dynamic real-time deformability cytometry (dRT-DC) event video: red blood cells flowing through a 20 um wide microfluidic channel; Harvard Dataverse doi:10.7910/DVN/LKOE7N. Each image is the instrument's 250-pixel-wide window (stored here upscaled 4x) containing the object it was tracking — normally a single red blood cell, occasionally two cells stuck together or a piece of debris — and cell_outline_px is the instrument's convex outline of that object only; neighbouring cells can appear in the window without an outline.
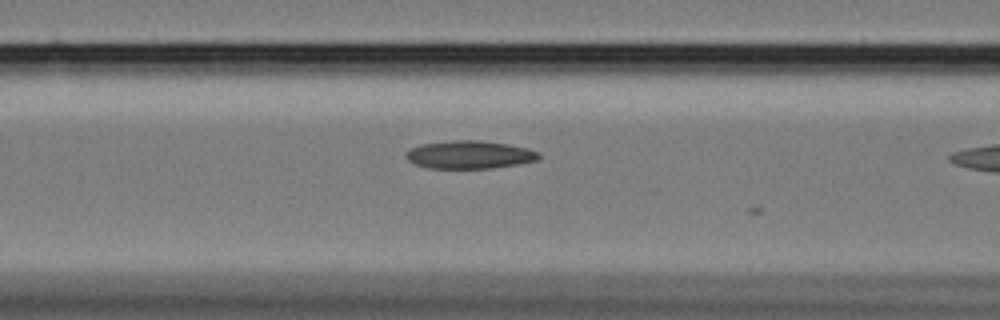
{"species": "Egyptian fruit bat (a non-hibernating species)", "species_latin": "Rousettus aegyptiacus", "temperature_condition": "cold", "stored_images_in_passage": 8, "camera_frame_rate_fps": 3000, "um_per_image_px": 0.085, "animal": {"sex": "female"}, "frame": {"image": 1, "passage_image": 6, "time_ms": 1.667, "image_size_px": [1000, 320], "cell_outline_px": [[540, 156], [536, 160], [516, 164], [492, 168], [428, 168], [416, 164], [408, 160], [404, 156], [404, 152], [408, 148], [420, 144], [452, 140], [480, 140], [508, 144], [528, 148], [540, 152]], "centroid_in_image_um": [39.86, 13.13], "position_along_channel_um": 126.7, "area_um2": 21.79}}